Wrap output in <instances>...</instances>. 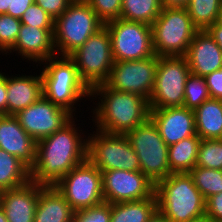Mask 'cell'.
Segmentation results:
<instances>
[{
	"mask_svg": "<svg viewBox=\"0 0 222 222\" xmlns=\"http://www.w3.org/2000/svg\"><path fill=\"white\" fill-rule=\"evenodd\" d=\"M74 210L54 186L40 192L34 222H72Z\"/></svg>",
	"mask_w": 222,
	"mask_h": 222,
	"instance_id": "obj_22",
	"label": "cell"
},
{
	"mask_svg": "<svg viewBox=\"0 0 222 222\" xmlns=\"http://www.w3.org/2000/svg\"><path fill=\"white\" fill-rule=\"evenodd\" d=\"M54 29L35 28L21 24L15 45L5 54L15 52L25 62L41 64L57 55L54 47Z\"/></svg>",
	"mask_w": 222,
	"mask_h": 222,
	"instance_id": "obj_17",
	"label": "cell"
},
{
	"mask_svg": "<svg viewBox=\"0 0 222 222\" xmlns=\"http://www.w3.org/2000/svg\"><path fill=\"white\" fill-rule=\"evenodd\" d=\"M188 222H214V221L211 218H209L208 216L204 215L200 218L193 219Z\"/></svg>",
	"mask_w": 222,
	"mask_h": 222,
	"instance_id": "obj_45",
	"label": "cell"
},
{
	"mask_svg": "<svg viewBox=\"0 0 222 222\" xmlns=\"http://www.w3.org/2000/svg\"><path fill=\"white\" fill-rule=\"evenodd\" d=\"M54 20H56L72 3L71 0H35Z\"/></svg>",
	"mask_w": 222,
	"mask_h": 222,
	"instance_id": "obj_36",
	"label": "cell"
},
{
	"mask_svg": "<svg viewBox=\"0 0 222 222\" xmlns=\"http://www.w3.org/2000/svg\"><path fill=\"white\" fill-rule=\"evenodd\" d=\"M196 166L222 170V139H202Z\"/></svg>",
	"mask_w": 222,
	"mask_h": 222,
	"instance_id": "obj_30",
	"label": "cell"
},
{
	"mask_svg": "<svg viewBox=\"0 0 222 222\" xmlns=\"http://www.w3.org/2000/svg\"><path fill=\"white\" fill-rule=\"evenodd\" d=\"M54 187L74 211L89 208L104 201L101 171L88 159L63 176Z\"/></svg>",
	"mask_w": 222,
	"mask_h": 222,
	"instance_id": "obj_12",
	"label": "cell"
},
{
	"mask_svg": "<svg viewBox=\"0 0 222 222\" xmlns=\"http://www.w3.org/2000/svg\"><path fill=\"white\" fill-rule=\"evenodd\" d=\"M190 72L205 77L222 67V50L206 30H198L185 55Z\"/></svg>",
	"mask_w": 222,
	"mask_h": 222,
	"instance_id": "obj_20",
	"label": "cell"
},
{
	"mask_svg": "<svg viewBox=\"0 0 222 222\" xmlns=\"http://www.w3.org/2000/svg\"><path fill=\"white\" fill-rule=\"evenodd\" d=\"M190 74L185 56H158L154 88L149 99L150 110L182 107Z\"/></svg>",
	"mask_w": 222,
	"mask_h": 222,
	"instance_id": "obj_10",
	"label": "cell"
},
{
	"mask_svg": "<svg viewBox=\"0 0 222 222\" xmlns=\"http://www.w3.org/2000/svg\"><path fill=\"white\" fill-rule=\"evenodd\" d=\"M206 31L215 40L219 48L222 50V25L218 22H215L214 24L209 26Z\"/></svg>",
	"mask_w": 222,
	"mask_h": 222,
	"instance_id": "obj_41",
	"label": "cell"
},
{
	"mask_svg": "<svg viewBox=\"0 0 222 222\" xmlns=\"http://www.w3.org/2000/svg\"><path fill=\"white\" fill-rule=\"evenodd\" d=\"M211 98L222 99V67L205 77Z\"/></svg>",
	"mask_w": 222,
	"mask_h": 222,
	"instance_id": "obj_38",
	"label": "cell"
},
{
	"mask_svg": "<svg viewBox=\"0 0 222 222\" xmlns=\"http://www.w3.org/2000/svg\"><path fill=\"white\" fill-rule=\"evenodd\" d=\"M22 128L37 142L68 124L74 116L42 96L15 115Z\"/></svg>",
	"mask_w": 222,
	"mask_h": 222,
	"instance_id": "obj_15",
	"label": "cell"
},
{
	"mask_svg": "<svg viewBox=\"0 0 222 222\" xmlns=\"http://www.w3.org/2000/svg\"><path fill=\"white\" fill-rule=\"evenodd\" d=\"M36 143L15 115H0V149L15 156L30 170L36 160Z\"/></svg>",
	"mask_w": 222,
	"mask_h": 222,
	"instance_id": "obj_19",
	"label": "cell"
},
{
	"mask_svg": "<svg viewBox=\"0 0 222 222\" xmlns=\"http://www.w3.org/2000/svg\"><path fill=\"white\" fill-rule=\"evenodd\" d=\"M33 3H35V0H9L7 14L20 19L26 9Z\"/></svg>",
	"mask_w": 222,
	"mask_h": 222,
	"instance_id": "obj_39",
	"label": "cell"
},
{
	"mask_svg": "<svg viewBox=\"0 0 222 222\" xmlns=\"http://www.w3.org/2000/svg\"><path fill=\"white\" fill-rule=\"evenodd\" d=\"M30 180V169L12 154L0 149V191L20 187Z\"/></svg>",
	"mask_w": 222,
	"mask_h": 222,
	"instance_id": "obj_26",
	"label": "cell"
},
{
	"mask_svg": "<svg viewBox=\"0 0 222 222\" xmlns=\"http://www.w3.org/2000/svg\"><path fill=\"white\" fill-rule=\"evenodd\" d=\"M217 22L222 25V8L220 9L219 16Z\"/></svg>",
	"mask_w": 222,
	"mask_h": 222,
	"instance_id": "obj_47",
	"label": "cell"
},
{
	"mask_svg": "<svg viewBox=\"0 0 222 222\" xmlns=\"http://www.w3.org/2000/svg\"><path fill=\"white\" fill-rule=\"evenodd\" d=\"M75 119L52 135L37 141L36 160L30 170L31 181L54 186L87 159L88 137L81 126L75 124L78 121L76 117Z\"/></svg>",
	"mask_w": 222,
	"mask_h": 222,
	"instance_id": "obj_1",
	"label": "cell"
},
{
	"mask_svg": "<svg viewBox=\"0 0 222 222\" xmlns=\"http://www.w3.org/2000/svg\"><path fill=\"white\" fill-rule=\"evenodd\" d=\"M157 210L155 193L147 199L113 203L110 222H147Z\"/></svg>",
	"mask_w": 222,
	"mask_h": 222,
	"instance_id": "obj_24",
	"label": "cell"
},
{
	"mask_svg": "<svg viewBox=\"0 0 222 222\" xmlns=\"http://www.w3.org/2000/svg\"><path fill=\"white\" fill-rule=\"evenodd\" d=\"M78 69L80 79L91 90L104 84L114 65L111 39L104 25L69 56Z\"/></svg>",
	"mask_w": 222,
	"mask_h": 222,
	"instance_id": "obj_9",
	"label": "cell"
},
{
	"mask_svg": "<svg viewBox=\"0 0 222 222\" xmlns=\"http://www.w3.org/2000/svg\"><path fill=\"white\" fill-rule=\"evenodd\" d=\"M44 187L30 180L20 187L1 191L0 207L8 222H34L39 192Z\"/></svg>",
	"mask_w": 222,
	"mask_h": 222,
	"instance_id": "obj_18",
	"label": "cell"
},
{
	"mask_svg": "<svg viewBox=\"0 0 222 222\" xmlns=\"http://www.w3.org/2000/svg\"><path fill=\"white\" fill-rule=\"evenodd\" d=\"M87 3L104 24L121 16L122 0H88Z\"/></svg>",
	"mask_w": 222,
	"mask_h": 222,
	"instance_id": "obj_35",
	"label": "cell"
},
{
	"mask_svg": "<svg viewBox=\"0 0 222 222\" xmlns=\"http://www.w3.org/2000/svg\"><path fill=\"white\" fill-rule=\"evenodd\" d=\"M9 0H0V14H7Z\"/></svg>",
	"mask_w": 222,
	"mask_h": 222,
	"instance_id": "obj_44",
	"label": "cell"
},
{
	"mask_svg": "<svg viewBox=\"0 0 222 222\" xmlns=\"http://www.w3.org/2000/svg\"><path fill=\"white\" fill-rule=\"evenodd\" d=\"M0 222H8L4 210L0 207Z\"/></svg>",
	"mask_w": 222,
	"mask_h": 222,
	"instance_id": "obj_46",
	"label": "cell"
},
{
	"mask_svg": "<svg viewBox=\"0 0 222 222\" xmlns=\"http://www.w3.org/2000/svg\"><path fill=\"white\" fill-rule=\"evenodd\" d=\"M194 112L196 134L201 139H222V102L210 98Z\"/></svg>",
	"mask_w": 222,
	"mask_h": 222,
	"instance_id": "obj_23",
	"label": "cell"
},
{
	"mask_svg": "<svg viewBox=\"0 0 222 222\" xmlns=\"http://www.w3.org/2000/svg\"><path fill=\"white\" fill-rule=\"evenodd\" d=\"M151 27L157 56H185L198 31L186 8H163Z\"/></svg>",
	"mask_w": 222,
	"mask_h": 222,
	"instance_id": "obj_6",
	"label": "cell"
},
{
	"mask_svg": "<svg viewBox=\"0 0 222 222\" xmlns=\"http://www.w3.org/2000/svg\"><path fill=\"white\" fill-rule=\"evenodd\" d=\"M210 98L205 78L190 74L185 84L183 106L195 110Z\"/></svg>",
	"mask_w": 222,
	"mask_h": 222,
	"instance_id": "obj_31",
	"label": "cell"
},
{
	"mask_svg": "<svg viewBox=\"0 0 222 222\" xmlns=\"http://www.w3.org/2000/svg\"><path fill=\"white\" fill-rule=\"evenodd\" d=\"M125 135L139 158L140 171L154 184L172 174L168 162V146L150 118Z\"/></svg>",
	"mask_w": 222,
	"mask_h": 222,
	"instance_id": "obj_8",
	"label": "cell"
},
{
	"mask_svg": "<svg viewBox=\"0 0 222 222\" xmlns=\"http://www.w3.org/2000/svg\"><path fill=\"white\" fill-rule=\"evenodd\" d=\"M72 2H87L88 0H71Z\"/></svg>",
	"mask_w": 222,
	"mask_h": 222,
	"instance_id": "obj_48",
	"label": "cell"
},
{
	"mask_svg": "<svg viewBox=\"0 0 222 222\" xmlns=\"http://www.w3.org/2000/svg\"><path fill=\"white\" fill-rule=\"evenodd\" d=\"M104 201L110 204L147 199L155 184L142 171H101Z\"/></svg>",
	"mask_w": 222,
	"mask_h": 222,
	"instance_id": "obj_14",
	"label": "cell"
},
{
	"mask_svg": "<svg viewBox=\"0 0 222 222\" xmlns=\"http://www.w3.org/2000/svg\"><path fill=\"white\" fill-rule=\"evenodd\" d=\"M162 9L161 0H122L120 18L152 25Z\"/></svg>",
	"mask_w": 222,
	"mask_h": 222,
	"instance_id": "obj_27",
	"label": "cell"
},
{
	"mask_svg": "<svg viewBox=\"0 0 222 222\" xmlns=\"http://www.w3.org/2000/svg\"><path fill=\"white\" fill-rule=\"evenodd\" d=\"M205 215L214 222H222V192L205 200Z\"/></svg>",
	"mask_w": 222,
	"mask_h": 222,
	"instance_id": "obj_37",
	"label": "cell"
},
{
	"mask_svg": "<svg viewBox=\"0 0 222 222\" xmlns=\"http://www.w3.org/2000/svg\"><path fill=\"white\" fill-rule=\"evenodd\" d=\"M0 71V115H7V75Z\"/></svg>",
	"mask_w": 222,
	"mask_h": 222,
	"instance_id": "obj_40",
	"label": "cell"
},
{
	"mask_svg": "<svg viewBox=\"0 0 222 222\" xmlns=\"http://www.w3.org/2000/svg\"><path fill=\"white\" fill-rule=\"evenodd\" d=\"M150 119L167 146L196 135L194 112L184 106L152 109Z\"/></svg>",
	"mask_w": 222,
	"mask_h": 222,
	"instance_id": "obj_16",
	"label": "cell"
},
{
	"mask_svg": "<svg viewBox=\"0 0 222 222\" xmlns=\"http://www.w3.org/2000/svg\"><path fill=\"white\" fill-rule=\"evenodd\" d=\"M104 25L110 34L114 62L155 56L151 25L121 18Z\"/></svg>",
	"mask_w": 222,
	"mask_h": 222,
	"instance_id": "obj_11",
	"label": "cell"
},
{
	"mask_svg": "<svg viewBox=\"0 0 222 222\" xmlns=\"http://www.w3.org/2000/svg\"><path fill=\"white\" fill-rule=\"evenodd\" d=\"M189 175L205 200L222 192V170L195 166Z\"/></svg>",
	"mask_w": 222,
	"mask_h": 222,
	"instance_id": "obj_29",
	"label": "cell"
},
{
	"mask_svg": "<svg viewBox=\"0 0 222 222\" xmlns=\"http://www.w3.org/2000/svg\"><path fill=\"white\" fill-rule=\"evenodd\" d=\"M104 26L87 2H72L54 22L58 56H70Z\"/></svg>",
	"mask_w": 222,
	"mask_h": 222,
	"instance_id": "obj_5",
	"label": "cell"
},
{
	"mask_svg": "<svg viewBox=\"0 0 222 222\" xmlns=\"http://www.w3.org/2000/svg\"><path fill=\"white\" fill-rule=\"evenodd\" d=\"M157 209L171 222H188L205 215V199L189 173H172L155 184Z\"/></svg>",
	"mask_w": 222,
	"mask_h": 222,
	"instance_id": "obj_4",
	"label": "cell"
},
{
	"mask_svg": "<svg viewBox=\"0 0 222 222\" xmlns=\"http://www.w3.org/2000/svg\"><path fill=\"white\" fill-rule=\"evenodd\" d=\"M24 25L35 28L54 29L55 20L39 5L33 3L20 18Z\"/></svg>",
	"mask_w": 222,
	"mask_h": 222,
	"instance_id": "obj_34",
	"label": "cell"
},
{
	"mask_svg": "<svg viewBox=\"0 0 222 222\" xmlns=\"http://www.w3.org/2000/svg\"><path fill=\"white\" fill-rule=\"evenodd\" d=\"M111 204L102 203L74 212L72 222H110Z\"/></svg>",
	"mask_w": 222,
	"mask_h": 222,
	"instance_id": "obj_33",
	"label": "cell"
},
{
	"mask_svg": "<svg viewBox=\"0 0 222 222\" xmlns=\"http://www.w3.org/2000/svg\"><path fill=\"white\" fill-rule=\"evenodd\" d=\"M158 56L140 60L114 62L105 85L111 89L134 93L148 101L154 88Z\"/></svg>",
	"mask_w": 222,
	"mask_h": 222,
	"instance_id": "obj_13",
	"label": "cell"
},
{
	"mask_svg": "<svg viewBox=\"0 0 222 222\" xmlns=\"http://www.w3.org/2000/svg\"><path fill=\"white\" fill-rule=\"evenodd\" d=\"M41 64L43 96L76 117V105L86 97L90 101L91 90L80 79L75 62L69 56L56 55Z\"/></svg>",
	"mask_w": 222,
	"mask_h": 222,
	"instance_id": "obj_3",
	"label": "cell"
},
{
	"mask_svg": "<svg viewBox=\"0 0 222 222\" xmlns=\"http://www.w3.org/2000/svg\"><path fill=\"white\" fill-rule=\"evenodd\" d=\"M35 74H7V115L18 114L43 96L41 74Z\"/></svg>",
	"mask_w": 222,
	"mask_h": 222,
	"instance_id": "obj_21",
	"label": "cell"
},
{
	"mask_svg": "<svg viewBox=\"0 0 222 222\" xmlns=\"http://www.w3.org/2000/svg\"><path fill=\"white\" fill-rule=\"evenodd\" d=\"M201 140L196 134L168 146V162L172 173H189L196 166Z\"/></svg>",
	"mask_w": 222,
	"mask_h": 222,
	"instance_id": "obj_25",
	"label": "cell"
},
{
	"mask_svg": "<svg viewBox=\"0 0 222 222\" xmlns=\"http://www.w3.org/2000/svg\"><path fill=\"white\" fill-rule=\"evenodd\" d=\"M21 24L19 18L0 14V54L5 55L15 45Z\"/></svg>",
	"mask_w": 222,
	"mask_h": 222,
	"instance_id": "obj_32",
	"label": "cell"
},
{
	"mask_svg": "<svg viewBox=\"0 0 222 222\" xmlns=\"http://www.w3.org/2000/svg\"><path fill=\"white\" fill-rule=\"evenodd\" d=\"M189 0H161L162 8H186Z\"/></svg>",
	"mask_w": 222,
	"mask_h": 222,
	"instance_id": "obj_42",
	"label": "cell"
},
{
	"mask_svg": "<svg viewBox=\"0 0 222 222\" xmlns=\"http://www.w3.org/2000/svg\"><path fill=\"white\" fill-rule=\"evenodd\" d=\"M147 222H171V221L157 210Z\"/></svg>",
	"mask_w": 222,
	"mask_h": 222,
	"instance_id": "obj_43",
	"label": "cell"
},
{
	"mask_svg": "<svg viewBox=\"0 0 222 222\" xmlns=\"http://www.w3.org/2000/svg\"><path fill=\"white\" fill-rule=\"evenodd\" d=\"M222 0H189L186 10L198 30H206L217 22Z\"/></svg>",
	"mask_w": 222,
	"mask_h": 222,
	"instance_id": "obj_28",
	"label": "cell"
},
{
	"mask_svg": "<svg viewBox=\"0 0 222 222\" xmlns=\"http://www.w3.org/2000/svg\"><path fill=\"white\" fill-rule=\"evenodd\" d=\"M90 100L96 106H92L93 116L89 120H92V125L95 124V129L107 133L126 134L150 118V106L146 98L111 89L105 84L91 89Z\"/></svg>",
	"mask_w": 222,
	"mask_h": 222,
	"instance_id": "obj_2",
	"label": "cell"
},
{
	"mask_svg": "<svg viewBox=\"0 0 222 222\" xmlns=\"http://www.w3.org/2000/svg\"><path fill=\"white\" fill-rule=\"evenodd\" d=\"M88 136L87 159L100 171H140L139 158L125 134L96 129Z\"/></svg>",
	"mask_w": 222,
	"mask_h": 222,
	"instance_id": "obj_7",
	"label": "cell"
}]
</instances>
